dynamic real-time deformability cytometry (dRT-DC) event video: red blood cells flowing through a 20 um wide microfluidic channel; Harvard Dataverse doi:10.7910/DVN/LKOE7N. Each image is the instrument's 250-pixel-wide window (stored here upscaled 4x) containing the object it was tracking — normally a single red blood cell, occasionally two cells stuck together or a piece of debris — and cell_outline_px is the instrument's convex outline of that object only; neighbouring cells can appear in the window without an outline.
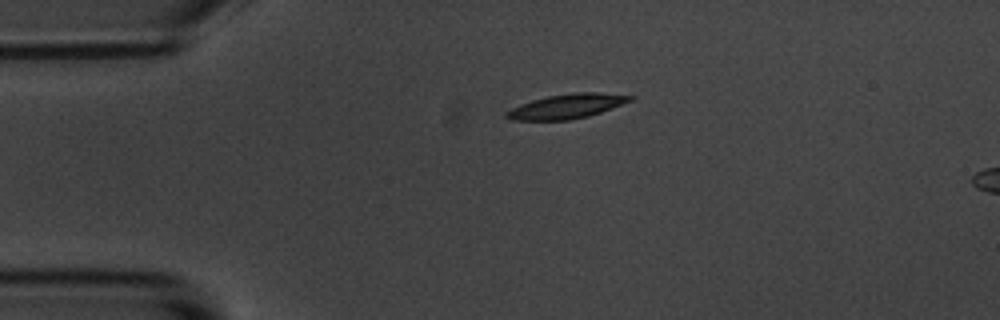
{"species": "common noctule bat (a hibernating species)", "species_latin": "Nyctalus noctula", "temperature_condition": "room temperature", "stored_images_in_passage": 5, "camera_frame_rate_fps": 3000, "um_per_image_px": 0.085, "animal": {"sex": "male", "body_mass_g": 20.1, "forearm_length_mm": 53.5}, "frame": {"image": 1, "passage_image": 5, "time_ms": 5.667, "image_size_px": [1000, 320], "cell_outline_px": [[636, 96], [632, 100], [600, 112], [588, 116], [568, 120], [512, 120], [504, 116], [504, 112], [520, 104], [532, 100], [548, 96], [576, 92], [596, 92]], "centroid_in_image_um": [48.15, 9.03], "position_along_channel_um": 36.9, "area_um2": 17.51}}